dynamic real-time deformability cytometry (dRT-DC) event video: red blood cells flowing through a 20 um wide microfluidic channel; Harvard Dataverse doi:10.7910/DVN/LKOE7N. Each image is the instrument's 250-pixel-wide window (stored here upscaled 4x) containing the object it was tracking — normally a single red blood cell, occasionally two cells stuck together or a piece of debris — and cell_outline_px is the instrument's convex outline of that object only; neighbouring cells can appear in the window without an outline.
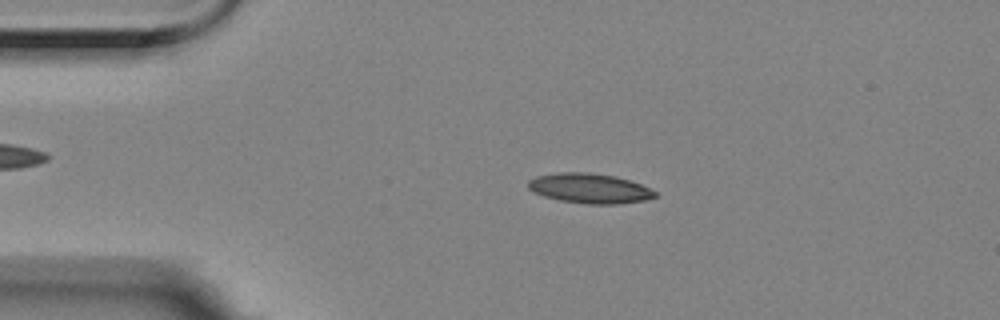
{"species": "Egyptian fruit bat (a non-hibernating species)", "species_latin": "Rousettus aegyptiacus", "temperature_condition": "room temperature", "stored_images_in_passage": 56, "camera_frame_rate_fps": 3000, "um_per_image_px": 0.085, "animal": {"sex": "female"}, "frame": {"image": 1, "passage_image": 11, "time_ms": 3.333, "image_size_px": [1000, 320], "cell_outline_px": [[656, 196], [644, 200], [616, 204], [588, 204], [560, 200], [544, 196], [528, 188], [528, 180], [536, 176], [560, 172], [588, 172], [616, 176], [640, 184], [656, 192]], "centroid_in_image_um": [50.1, 16.0], "position_along_channel_um": 34.9, "area_um2": 21.85}}
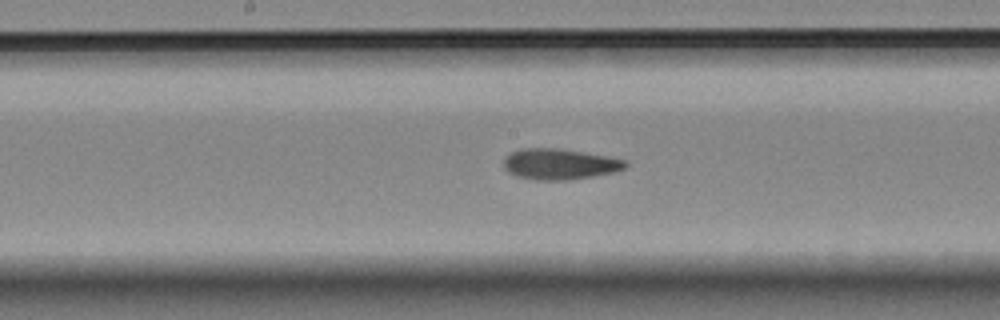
{"frame": {"image": 2, "passage_image": 28, "time_ms": 9.0, "image_size_px": [1000, 320], "cell_outline_px": [[628, 164], [624, 168], [616, 172], [568, 180], [536, 180], [516, 176], [508, 172], [504, 168], [504, 156], [520, 148], [560, 148], [608, 156], [628, 160]], "centroid_in_image_um": [47.57, 13.94], "position_along_channel_um": 200.6, "area_um2": 22.08}}
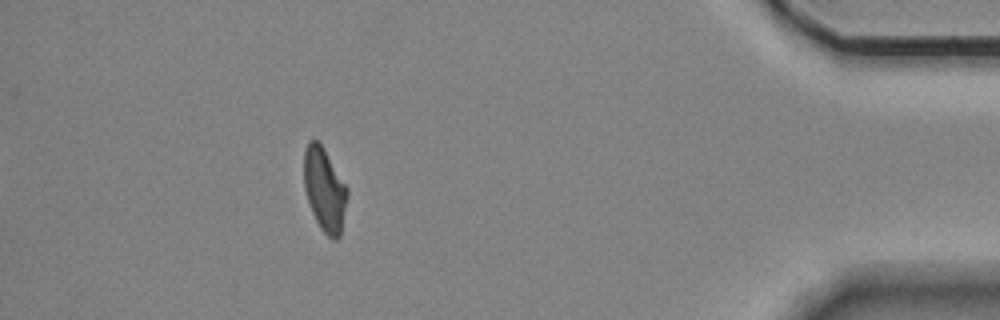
{"frame": {"image": 3, "passage_image": 50, "time_ms": 16.333, "image_size_px": [1000, 320], "cell_outline_px": [[348, 196], [340, 236], [336, 240], [332, 240], [320, 228], [312, 212], [304, 188], [304, 152], [308, 140], [316, 140], [324, 148], [348, 188]], "centroid_in_image_um": [27.59, 16.12], "position_along_channel_um": 407.6, "area_um2": 21.1}, "authors_computed_cell_mechanics": {"area_um2": 21.4438, "velocity_mm_per_s": 3.5293, "shape_relaxation_time_tau1_ms": 4.2757, "shape_relaxation_time_tau2_ms": 3.0772, "deformation_change_tau1": 0.1591, "deformation_change_tau2": 0.1135}}